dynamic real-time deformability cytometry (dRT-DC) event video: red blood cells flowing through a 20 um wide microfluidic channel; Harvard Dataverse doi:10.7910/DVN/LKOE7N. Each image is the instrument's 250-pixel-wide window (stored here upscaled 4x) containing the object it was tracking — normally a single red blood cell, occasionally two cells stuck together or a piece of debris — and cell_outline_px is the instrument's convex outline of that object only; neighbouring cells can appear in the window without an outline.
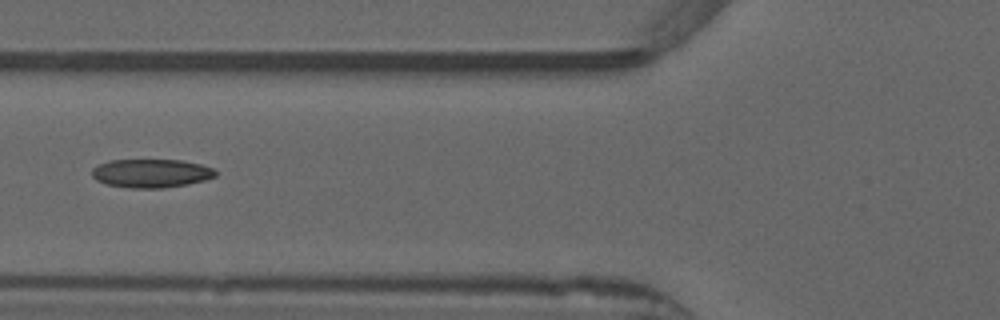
{"species": "common noctule bat (a hibernating species)", "species_latin": "Nyctalus noctula", "temperature_condition": "warm", "stored_images_in_passage": 34, "camera_frame_rate_fps": 3000, "um_per_image_px": 0.085, "animal": {"sex": "male", "forearm_length_mm": 52.5}, "frame": {"image": 1, "passage_image": 6, "time_ms": 1.667, "image_size_px": [1000, 320], "cell_outline_px": [[216, 176], [204, 180], [188, 184], [164, 188], [132, 188], [104, 184], [96, 180], [92, 176], [92, 168], [108, 160], [180, 160], [200, 164], [212, 168], [216, 172]], "centroid_in_image_um": [12.82, 14.73], "position_along_channel_um": 113.0, "area_um2": 20.58}, "authors_computed_cell_mechanics": {"area_um2": 20.0566, "velocity_mm_per_s": 3.9286, "shape_relaxation_time_tau1_ms": null, "shape_relaxation_time_tau2_ms": 2.6185, "deformation_change_tau1": null, "deformation_change_tau2": 0.0994}}